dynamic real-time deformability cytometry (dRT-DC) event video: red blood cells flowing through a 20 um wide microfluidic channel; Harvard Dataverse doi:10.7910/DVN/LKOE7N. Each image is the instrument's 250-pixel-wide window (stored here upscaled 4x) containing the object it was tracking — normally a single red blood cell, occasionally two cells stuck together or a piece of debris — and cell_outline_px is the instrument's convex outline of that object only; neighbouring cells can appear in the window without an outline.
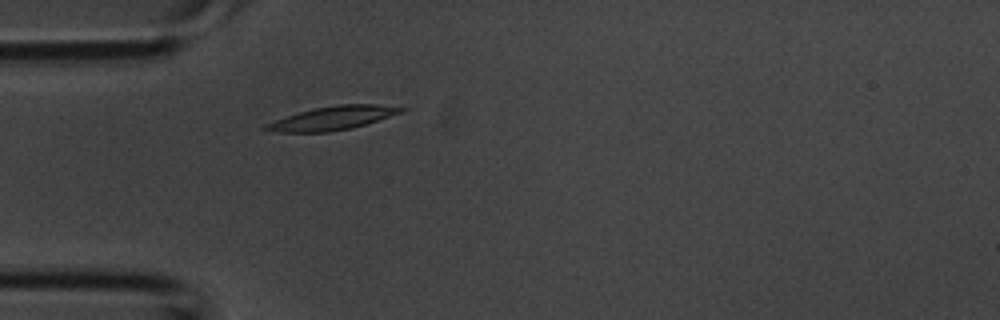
{"species": "common noctule bat (a hibernating species)", "species_latin": "Nyctalus noctula", "temperature_condition": "room temperature", "stored_images_in_passage": 2, "camera_frame_rate_fps": 3000, "um_per_image_px": 0.085, "animal": {"sex": "male", "body_mass_g": 20.1, "forearm_length_mm": 53.5}, "frame": {"image": 1, "passage_image": 2, "time_ms": 0.333, "image_size_px": [1000, 320], "cell_outline_px": [[408, 108], [400, 112], [352, 128], [328, 132], [276, 132], [260, 128], [264, 124], [300, 112], [316, 108], [336, 104], [380, 104]], "centroid_in_image_um": [28.23, 10.04], "position_along_channel_um": 56.8, "area_um2": 18.26}}